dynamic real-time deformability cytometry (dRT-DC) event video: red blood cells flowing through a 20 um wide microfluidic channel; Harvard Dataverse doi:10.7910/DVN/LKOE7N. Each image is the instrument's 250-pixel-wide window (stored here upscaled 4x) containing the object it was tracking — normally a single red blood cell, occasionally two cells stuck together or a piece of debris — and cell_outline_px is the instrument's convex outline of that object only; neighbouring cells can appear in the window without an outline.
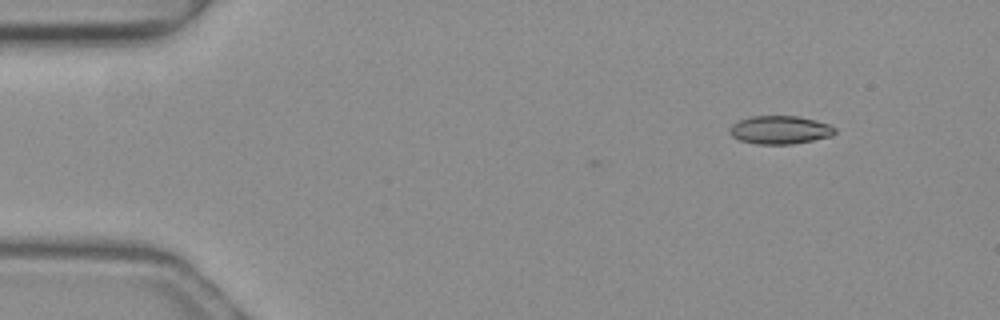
{"species": "common noctule bat (a hibernating species)", "species_latin": "Nyctalus noctula", "temperature_condition": "warm", "stored_images_in_passage": 2, "camera_frame_rate_fps": 3000, "um_per_image_px": 0.085, "animal": {"sex": "female", "body_mass_g": 19.3, "forearm_length_mm": 54.1}, "frame": {"image": 1, "passage_image": 2, "time_ms": 0.333, "image_size_px": [1000, 320], "cell_outline_px": [[836, 132], [832, 136], [792, 144], [756, 144], [740, 140], [732, 136], [728, 132], [728, 128], [732, 124], [748, 116], [800, 116], [816, 120], [828, 124], [836, 128]], "centroid_in_image_um": [66.28, 11.03], "position_along_channel_um": 18.7, "area_um2": 17.46}}